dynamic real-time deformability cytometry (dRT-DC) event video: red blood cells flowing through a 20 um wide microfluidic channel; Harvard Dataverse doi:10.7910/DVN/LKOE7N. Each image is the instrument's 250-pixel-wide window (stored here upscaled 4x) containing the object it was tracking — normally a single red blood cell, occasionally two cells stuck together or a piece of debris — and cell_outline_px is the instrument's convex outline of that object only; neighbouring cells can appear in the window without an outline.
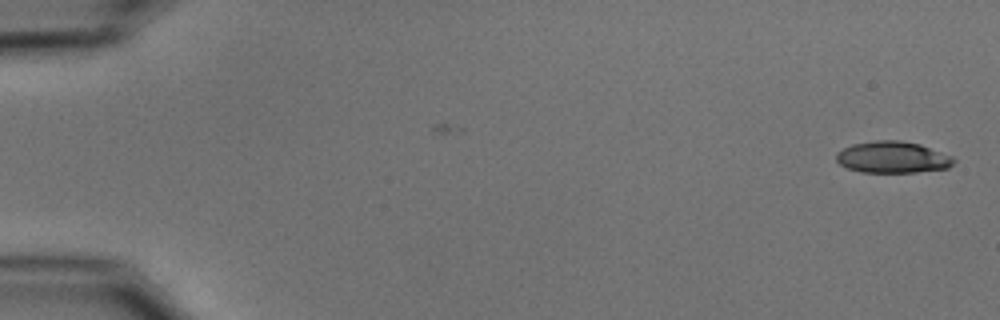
{"species": "common noctule bat (a hibernating species)", "species_latin": "Nyctalus noctula", "temperature_condition": "cold", "stored_images_in_passage": 53, "camera_frame_rate_fps": 3000, "um_per_image_px": 0.085, "animal": {"sex": "male", "body_mass_g": 15.6}, "frame": {"image": 1, "passage_image": 1, "time_ms": 0.0, "image_size_px": [1000, 320], "cell_outline_px": [[956, 160], [948, 168], [916, 172], [860, 172], [848, 168], [840, 164], [836, 160], [836, 152], [852, 144], [876, 140], [900, 140], [920, 144], [952, 156]], "centroid_in_image_um": [75.86, 13.36], "position_along_channel_um": 9.1, "area_um2": 21.62}}
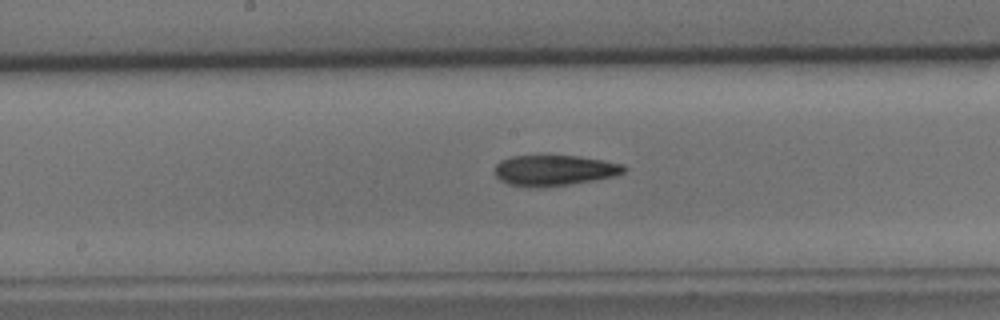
{"frame": {"image": 2, "passage_image": 28, "time_ms": 9.0, "image_size_px": [1000, 320], "cell_outline_px": [[628, 168], [624, 172], [616, 176], [568, 184], [536, 188], [532, 188], [508, 184], [500, 180], [496, 176], [492, 168], [500, 160], [512, 156], [580, 156], [604, 160], [624, 164]], "centroid_in_image_um": [47.1, 14.48], "position_along_channel_um": 201.1, "area_um2": 23.29}}
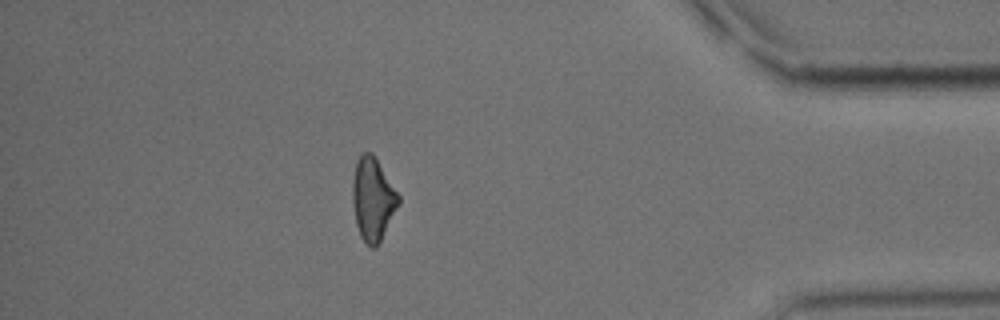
{"frame": {"image": 3, "passage_image": 47, "time_ms": 15.333, "image_size_px": [1000, 320], "cell_outline_px": [[400, 204], [376, 248], [372, 248], [360, 236], [356, 224], [352, 200], [352, 180], [356, 160], [364, 152], [372, 152], [376, 156], [400, 196]], "centroid_in_image_um": [31.69, 16.89], "position_along_channel_um": 403.5, "area_um2": 22.43}, "authors_computed_cell_mechanics": {"area_um2": 22.7154, "velocity_mm_per_s": 3.7672, "shape_relaxation_time_tau1_ms": 6.0787, "shape_relaxation_time_tau2_ms": 6.508, "deformation_change_tau1": 0.1627, "deformation_change_tau2": 0.1736}}